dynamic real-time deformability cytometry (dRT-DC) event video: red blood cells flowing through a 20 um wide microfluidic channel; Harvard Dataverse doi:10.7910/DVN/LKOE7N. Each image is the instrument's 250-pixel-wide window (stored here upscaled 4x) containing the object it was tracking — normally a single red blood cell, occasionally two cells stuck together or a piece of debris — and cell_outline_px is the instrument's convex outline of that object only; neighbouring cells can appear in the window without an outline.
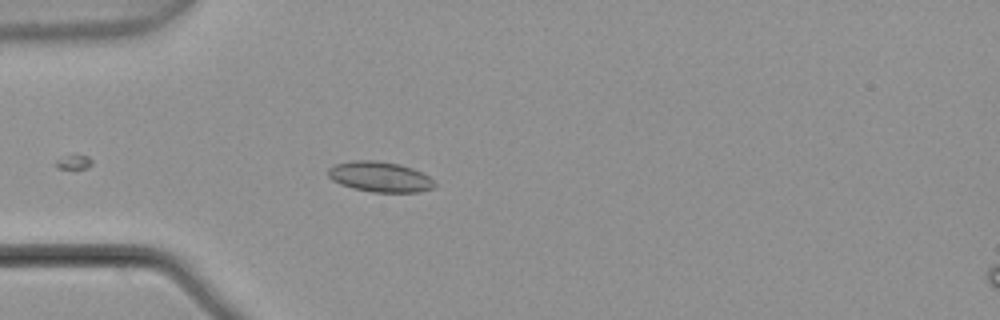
{"species": "common noctule bat (a hibernating species)", "species_latin": "Nyctalus noctula", "temperature_condition": "warm", "stored_images_in_passage": 5, "camera_frame_rate_fps": 3000, "um_per_image_px": 0.085, "animal": {"sex": "male", "body_mass_g": 21.5, "forearm_length_mm": 52.0}, "frame": {"image": 1, "passage_image": 5, "time_ms": 1.333, "image_size_px": [1000, 320], "cell_outline_px": [[436, 184], [432, 188], [420, 192], [372, 192], [352, 188], [340, 184], [332, 180], [328, 176], [328, 168], [336, 164], [352, 160], [376, 160], [400, 164], [412, 168], [428, 176]], "centroid_in_image_um": [32.27, 15.02], "position_along_channel_um": 52.7, "area_um2": 18.84}}